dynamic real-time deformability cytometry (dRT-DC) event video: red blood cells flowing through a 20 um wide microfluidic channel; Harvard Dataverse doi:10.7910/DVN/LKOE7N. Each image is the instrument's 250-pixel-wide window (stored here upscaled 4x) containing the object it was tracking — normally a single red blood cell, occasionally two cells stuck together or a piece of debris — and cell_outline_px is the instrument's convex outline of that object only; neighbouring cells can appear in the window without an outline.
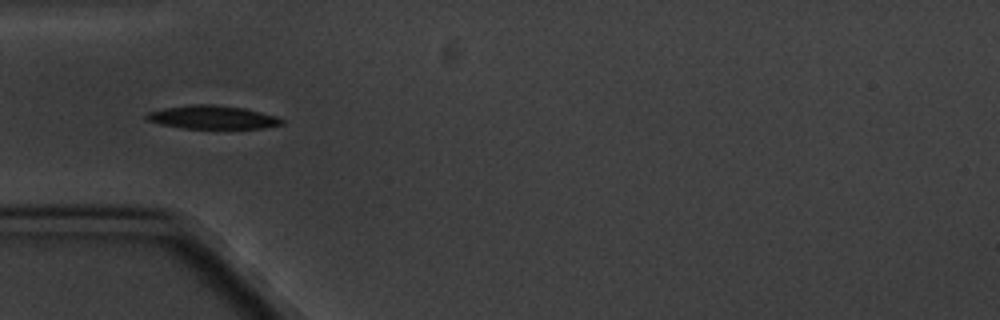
{"species": "common noctule bat (a hibernating species)", "species_latin": "Nyctalus noctula", "temperature_condition": "cold", "stored_images_in_passage": 7, "camera_frame_rate_fps": 3000, "um_per_image_px": 0.085, "animal": {"sex": "male", "body_mass_g": 20.1, "forearm_length_mm": 53.5}, "frame": {"image": 1, "passage_image": 5, "time_ms": 5.333, "image_size_px": [1000, 320], "cell_outline_px": [[284, 124], [264, 128], [184, 128], [160, 124], [148, 120], [144, 116], [148, 112], [164, 108], [192, 104], [212, 104], [244, 108], [276, 116], [284, 120]], "centroid_in_image_um": [18.07, 9.96], "position_along_channel_um": 66.9, "area_um2": 18.32}}